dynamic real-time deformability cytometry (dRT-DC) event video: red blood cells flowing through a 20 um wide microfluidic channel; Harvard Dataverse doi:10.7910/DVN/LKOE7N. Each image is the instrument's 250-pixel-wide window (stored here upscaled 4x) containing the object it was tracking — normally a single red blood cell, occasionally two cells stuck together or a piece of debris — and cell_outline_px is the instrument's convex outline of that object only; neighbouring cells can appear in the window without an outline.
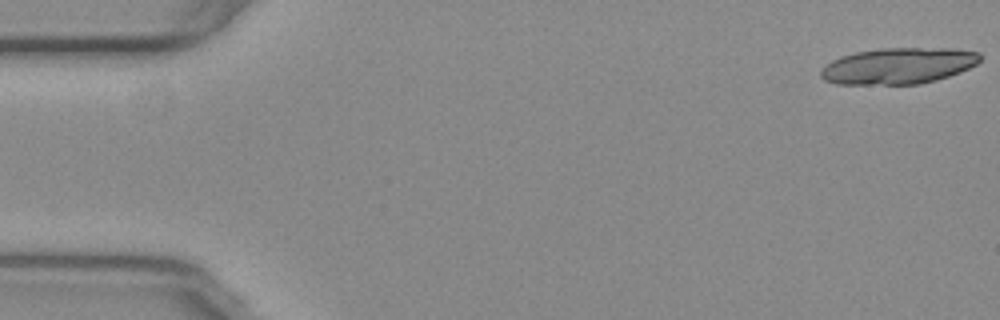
{"species": "common noctule bat (a hibernating species)", "species_latin": "Nyctalus noctula", "temperature_condition": "warm", "stored_images_in_passage": 18, "camera_frame_rate_fps": 3000, "um_per_image_px": 0.085, "animal": {"sex": "female", "body_mass_g": 29.2, "forearm_length_mm": 56.3}, "frame": {"image": 1, "passage_image": 1, "time_ms": 0.0, "image_size_px": [1000, 320], "cell_outline_px": [[980, 60], [976, 64], [960, 72], [936, 80], [920, 84], [836, 84], [824, 80], [820, 76], [820, 68], [832, 60], [840, 56], [856, 52], [880, 48], [952, 48], [980, 52]], "centroid_in_image_um": [76.33, 5.59], "position_along_channel_um": 8.7, "area_um2": 33.76}}